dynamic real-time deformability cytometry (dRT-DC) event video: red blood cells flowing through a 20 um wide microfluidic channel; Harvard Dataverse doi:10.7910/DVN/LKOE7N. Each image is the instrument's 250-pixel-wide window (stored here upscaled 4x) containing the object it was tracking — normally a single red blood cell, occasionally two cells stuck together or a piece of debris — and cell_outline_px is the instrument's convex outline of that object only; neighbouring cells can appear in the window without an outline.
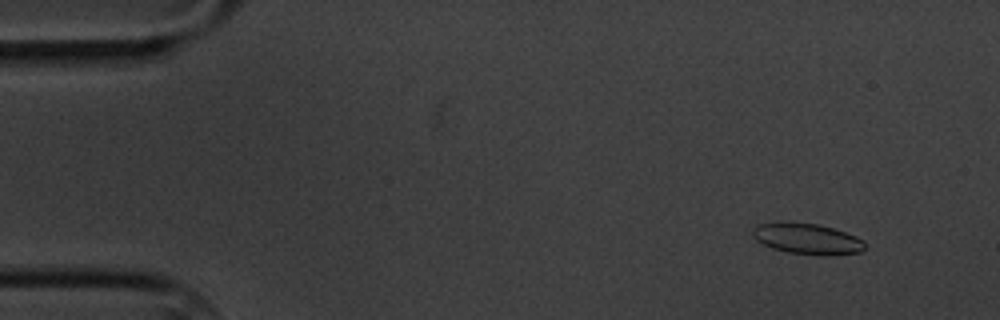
{"species": "common noctule bat (a hibernating species)", "species_latin": "Nyctalus noctula", "temperature_condition": "cold", "stored_images_in_passage": 9, "camera_frame_rate_fps": 3000, "um_per_image_px": 0.085, "animal": {"sex": "male", "body_mass_g": 20.1, "forearm_length_mm": 53.5}, "frame": {"image": 1, "passage_image": 2, "time_ms": 1.0, "image_size_px": [1000, 320], "cell_outline_px": [[864, 248], [860, 252], [832, 256], [820, 256], [788, 252], [772, 248], [756, 240], [752, 236], [752, 228], [756, 224], [780, 220], [784, 220], [816, 224], [832, 228], [856, 236], [864, 240]], "centroid_in_image_um": [68.56, 20.28], "position_along_channel_um": 16.4, "area_um2": 20.69}}
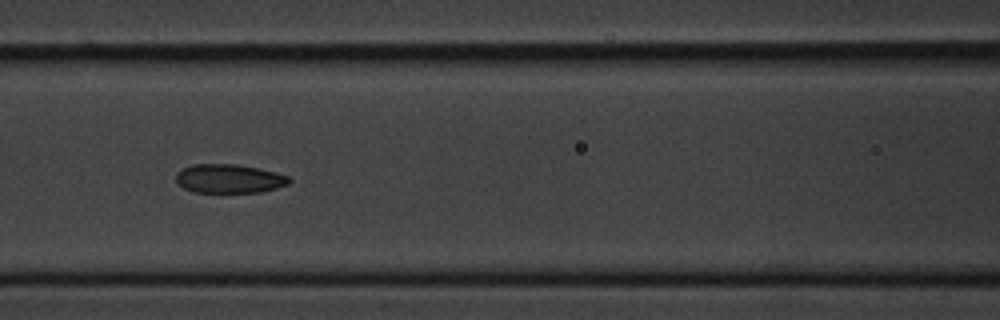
{"frame": {"image": 2, "passage_image": 8, "time_ms": 7.667, "image_size_px": [1000, 320], "cell_outline_px": [[292, 180], [288, 184], [276, 188], [260, 192], [192, 192], [184, 188], [176, 180], [176, 172], [192, 164], [236, 164], [276, 172], [288, 176]], "centroid_in_image_um": [19.47, 15.18], "position_along_channel_um": 147.1, "area_um2": 18.96}}
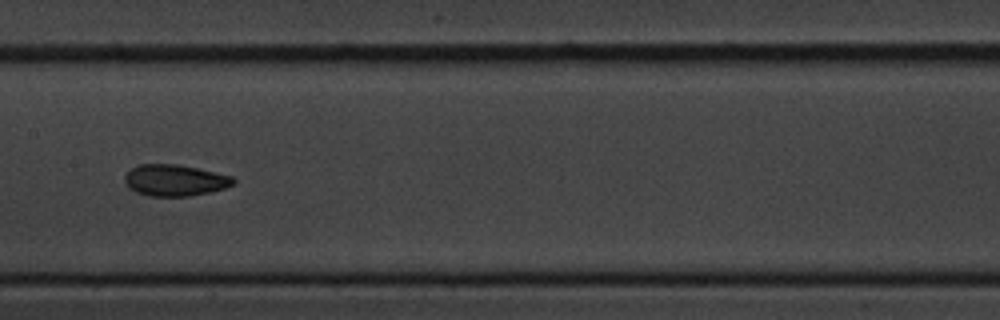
{"frame": {"image": 3, "passage_image": 9, "time_ms": 9.0, "image_size_px": [1000, 320], "cell_outline_px": [[236, 180], [232, 184], [224, 188], [212, 192], [188, 196], [148, 196], [136, 192], [128, 188], [124, 180], [124, 176], [132, 168], [140, 164], [176, 164], [216, 172], [232, 176]], "centroid_in_image_um": [14.85, 15.33], "position_along_channel_um": 192.6, "area_um2": 19.88}}